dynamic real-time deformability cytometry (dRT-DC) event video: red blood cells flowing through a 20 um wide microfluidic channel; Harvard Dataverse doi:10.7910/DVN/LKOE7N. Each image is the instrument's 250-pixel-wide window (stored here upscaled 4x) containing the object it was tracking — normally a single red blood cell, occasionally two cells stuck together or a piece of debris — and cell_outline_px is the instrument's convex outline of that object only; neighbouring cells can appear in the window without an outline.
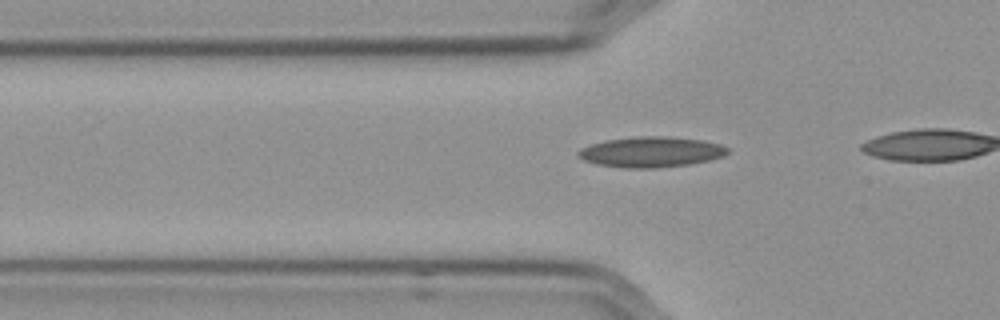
{"species": "Egyptian fruit bat (a non-hibernating species)", "species_latin": "Rousettus aegyptiacus", "temperature_condition": "cold", "stored_images_in_passage": 12, "camera_frame_rate_fps": 3000, "um_per_image_px": 0.085, "frame": {"image": 1, "passage_image": 6, "time_ms": 1.667, "image_size_px": [1000, 320], "cell_outline_px": [[728, 152], [724, 156], [708, 160], [688, 164], [656, 168], [620, 168], [596, 164], [584, 160], [576, 156], [576, 152], [580, 148], [604, 140], [640, 136], [664, 136], [700, 140], [720, 144], [728, 148]], "centroid_in_image_um": [55.28, 12.92], "position_along_channel_um": 70.5, "area_um2": 26.53}}
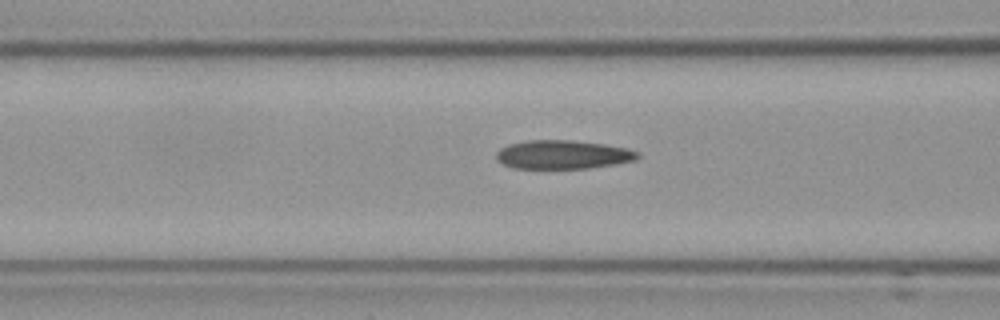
{"frame": {"image": 2, "passage_image": 10, "time_ms": 3.0, "image_size_px": [1000, 320], "cell_outline_px": [[640, 156], [636, 160], [616, 164], [588, 168], [512, 168], [496, 160], [496, 152], [500, 148], [508, 144], [528, 140], [572, 140], [604, 144], [628, 148], [640, 152]], "centroid_in_image_um": [47.86, 13.13], "position_along_channel_um": 118.7, "area_um2": 23.81}}